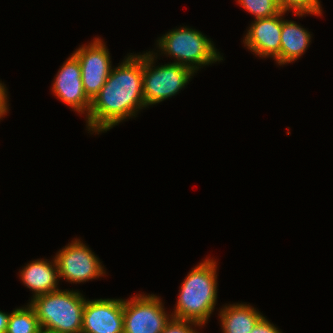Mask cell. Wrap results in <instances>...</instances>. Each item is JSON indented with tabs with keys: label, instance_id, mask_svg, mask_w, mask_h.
Instances as JSON below:
<instances>
[{
	"label": "cell",
	"instance_id": "obj_1",
	"mask_svg": "<svg viewBox=\"0 0 333 333\" xmlns=\"http://www.w3.org/2000/svg\"><path fill=\"white\" fill-rule=\"evenodd\" d=\"M145 106L143 96V57L129 55L123 63L111 69L105 84L91 100L87 127L104 132Z\"/></svg>",
	"mask_w": 333,
	"mask_h": 333
},
{
	"label": "cell",
	"instance_id": "obj_2",
	"mask_svg": "<svg viewBox=\"0 0 333 333\" xmlns=\"http://www.w3.org/2000/svg\"><path fill=\"white\" fill-rule=\"evenodd\" d=\"M216 262L206 259L185 278L172 318L203 325L214 310L217 299Z\"/></svg>",
	"mask_w": 333,
	"mask_h": 333
},
{
	"label": "cell",
	"instance_id": "obj_3",
	"mask_svg": "<svg viewBox=\"0 0 333 333\" xmlns=\"http://www.w3.org/2000/svg\"><path fill=\"white\" fill-rule=\"evenodd\" d=\"M86 299L79 292L56 290L34 297L29 304L41 329L54 333H81Z\"/></svg>",
	"mask_w": 333,
	"mask_h": 333
},
{
	"label": "cell",
	"instance_id": "obj_4",
	"mask_svg": "<svg viewBox=\"0 0 333 333\" xmlns=\"http://www.w3.org/2000/svg\"><path fill=\"white\" fill-rule=\"evenodd\" d=\"M158 45L165 54L173 55L177 59L178 62L174 63L186 66L194 72L199 66L223 60L207 37L186 27L165 34L158 40Z\"/></svg>",
	"mask_w": 333,
	"mask_h": 333
},
{
	"label": "cell",
	"instance_id": "obj_5",
	"mask_svg": "<svg viewBox=\"0 0 333 333\" xmlns=\"http://www.w3.org/2000/svg\"><path fill=\"white\" fill-rule=\"evenodd\" d=\"M152 55L151 52L141 55L143 57V96L146 107L175 95L188 83L194 73L190 68L178 63L165 64L153 69L154 56Z\"/></svg>",
	"mask_w": 333,
	"mask_h": 333
},
{
	"label": "cell",
	"instance_id": "obj_6",
	"mask_svg": "<svg viewBox=\"0 0 333 333\" xmlns=\"http://www.w3.org/2000/svg\"><path fill=\"white\" fill-rule=\"evenodd\" d=\"M155 295H139L123 300V333H161L170 321Z\"/></svg>",
	"mask_w": 333,
	"mask_h": 333
},
{
	"label": "cell",
	"instance_id": "obj_7",
	"mask_svg": "<svg viewBox=\"0 0 333 333\" xmlns=\"http://www.w3.org/2000/svg\"><path fill=\"white\" fill-rule=\"evenodd\" d=\"M58 276L70 282L80 283L102 276L105 272L99 259L88 247L75 239L56 256Z\"/></svg>",
	"mask_w": 333,
	"mask_h": 333
},
{
	"label": "cell",
	"instance_id": "obj_8",
	"mask_svg": "<svg viewBox=\"0 0 333 333\" xmlns=\"http://www.w3.org/2000/svg\"><path fill=\"white\" fill-rule=\"evenodd\" d=\"M101 39L74 52L81 67L84 92L92 100L103 87L111 72L110 53Z\"/></svg>",
	"mask_w": 333,
	"mask_h": 333
},
{
	"label": "cell",
	"instance_id": "obj_9",
	"mask_svg": "<svg viewBox=\"0 0 333 333\" xmlns=\"http://www.w3.org/2000/svg\"><path fill=\"white\" fill-rule=\"evenodd\" d=\"M123 331L122 299L86 300L81 333H123Z\"/></svg>",
	"mask_w": 333,
	"mask_h": 333
},
{
	"label": "cell",
	"instance_id": "obj_10",
	"mask_svg": "<svg viewBox=\"0 0 333 333\" xmlns=\"http://www.w3.org/2000/svg\"><path fill=\"white\" fill-rule=\"evenodd\" d=\"M52 86L53 92L64 103L79 113L87 111L88 115L91 108V100L84 92L81 67L79 60L74 54L62 65Z\"/></svg>",
	"mask_w": 333,
	"mask_h": 333
},
{
	"label": "cell",
	"instance_id": "obj_11",
	"mask_svg": "<svg viewBox=\"0 0 333 333\" xmlns=\"http://www.w3.org/2000/svg\"><path fill=\"white\" fill-rule=\"evenodd\" d=\"M284 13L281 11L272 17L255 19L243 40L248 49L260 57L271 56L275 59L280 54L281 16Z\"/></svg>",
	"mask_w": 333,
	"mask_h": 333
},
{
	"label": "cell",
	"instance_id": "obj_12",
	"mask_svg": "<svg viewBox=\"0 0 333 333\" xmlns=\"http://www.w3.org/2000/svg\"><path fill=\"white\" fill-rule=\"evenodd\" d=\"M53 261L54 263L36 260L27 264L21 271L20 279L29 289L34 291L33 297L59 290L57 288V278H59L57 262L55 258Z\"/></svg>",
	"mask_w": 333,
	"mask_h": 333
},
{
	"label": "cell",
	"instance_id": "obj_13",
	"mask_svg": "<svg viewBox=\"0 0 333 333\" xmlns=\"http://www.w3.org/2000/svg\"><path fill=\"white\" fill-rule=\"evenodd\" d=\"M280 54L275 58L279 65L298 59L307 49L310 33L294 21L282 20Z\"/></svg>",
	"mask_w": 333,
	"mask_h": 333
},
{
	"label": "cell",
	"instance_id": "obj_14",
	"mask_svg": "<svg viewBox=\"0 0 333 333\" xmlns=\"http://www.w3.org/2000/svg\"><path fill=\"white\" fill-rule=\"evenodd\" d=\"M262 317L257 310L246 304L225 306L220 312L223 333H250Z\"/></svg>",
	"mask_w": 333,
	"mask_h": 333
},
{
	"label": "cell",
	"instance_id": "obj_15",
	"mask_svg": "<svg viewBox=\"0 0 333 333\" xmlns=\"http://www.w3.org/2000/svg\"><path fill=\"white\" fill-rule=\"evenodd\" d=\"M41 330L39 320L34 309L17 308L9 316L6 333H38Z\"/></svg>",
	"mask_w": 333,
	"mask_h": 333
},
{
	"label": "cell",
	"instance_id": "obj_16",
	"mask_svg": "<svg viewBox=\"0 0 333 333\" xmlns=\"http://www.w3.org/2000/svg\"><path fill=\"white\" fill-rule=\"evenodd\" d=\"M256 19L272 17L281 12L277 0H238Z\"/></svg>",
	"mask_w": 333,
	"mask_h": 333
},
{
	"label": "cell",
	"instance_id": "obj_17",
	"mask_svg": "<svg viewBox=\"0 0 333 333\" xmlns=\"http://www.w3.org/2000/svg\"><path fill=\"white\" fill-rule=\"evenodd\" d=\"M282 12L294 10L296 15L301 17L305 13L321 15L320 2L318 0H277Z\"/></svg>",
	"mask_w": 333,
	"mask_h": 333
},
{
	"label": "cell",
	"instance_id": "obj_18",
	"mask_svg": "<svg viewBox=\"0 0 333 333\" xmlns=\"http://www.w3.org/2000/svg\"><path fill=\"white\" fill-rule=\"evenodd\" d=\"M170 321L165 325L164 330L161 333H198L196 330H193L190 326L191 325H198L200 324L192 322V321H186V320H180L170 317ZM191 324V325H190Z\"/></svg>",
	"mask_w": 333,
	"mask_h": 333
},
{
	"label": "cell",
	"instance_id": "obj_19",
	"mask_svg": "<svg viewBox=\"0 0 333 333\" xmlns=\"http://www.w3.org/2000/svg\"><path fill=\"white\" fill-rule=\"evenodd\" d=\"M250 333H281L280 330L271 324L265 317L263 316L253 327Z\"/></svg>",
	"mask_w": 333,
	"mask_h": 333
},
{
	"label": "cell",
	"instance_id": "obj_20",
	"mask_svg": "<svg viewBox=\"0 0 333 333\" xmlns=\"http://www.w3.org/2000/svg\"><path fill=\"white\" fill-rule=\"evenodd\" d=\"M6 89L2 83H0V118L3 117L8 110L7 106Z\"/></svg>",
	"mask_w": 333,
	"mask_h": 333
},
{
	"label": "cell",
	"instance_id": "obj_21",
	"mask_svg": "<svg viewBox=\"0 0 333 333\" xmlns=\"http://www.w3.org/2000/svg\"><path fill=\"white\" fill-rule=\"evenodd\" d=\"M10 314L0 311V333H6Z\"/></svg>",
	"mask_w": 333,
	"mask_h": 333
},
{
	"label": "cell",
	"instance_id": "obj_22",
	"mask_svg": "<svg viewBox=\"0 0 333 333\" xmlns=\"http://www.w3.org/2000/svg\"><path fill=\"white\" fill-rule=\"evenodd\" d=\"M38 333H54V332L41 329Z\"/></svg>",
	"mask_w": 333,
	"mask_h": 333
}]
</instances>
